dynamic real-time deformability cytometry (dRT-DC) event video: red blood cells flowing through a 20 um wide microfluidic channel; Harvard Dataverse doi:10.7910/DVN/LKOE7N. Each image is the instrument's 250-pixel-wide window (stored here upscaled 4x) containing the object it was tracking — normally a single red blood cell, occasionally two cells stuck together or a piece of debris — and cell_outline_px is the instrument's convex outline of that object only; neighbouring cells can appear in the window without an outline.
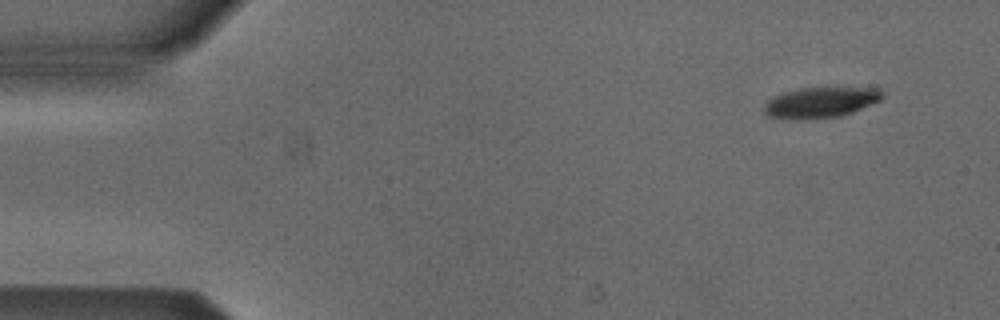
{"species": "Egyptian fruit bat (a non-hibernating species)", "species_latin": "Rousettus aegyptiacus", "temperature_condition": "cold", "stored_images_in_passage": 10, "camera_frame_rate_fps": 3000, "um_per_image_px": 0.085, "animal": {"sex": "male"}, "frame": {"image": 1, "passage_image": 1, "time_ms": 0.0, "image_size_px": [1000, 320], "cell_outline_px": [[884, 96], [880, 100], [852, 112], [840, 116], [808, 120], [796, 120], [768, 116], [764, 112], [764, 104], [772, 96], [784, 92], [800, 88], [880, 88], [884, 92]], "centroid_in_image_um": [69.72, 8.71], "position_along_channel_um": 15.3, "area_um2": 21.21}}